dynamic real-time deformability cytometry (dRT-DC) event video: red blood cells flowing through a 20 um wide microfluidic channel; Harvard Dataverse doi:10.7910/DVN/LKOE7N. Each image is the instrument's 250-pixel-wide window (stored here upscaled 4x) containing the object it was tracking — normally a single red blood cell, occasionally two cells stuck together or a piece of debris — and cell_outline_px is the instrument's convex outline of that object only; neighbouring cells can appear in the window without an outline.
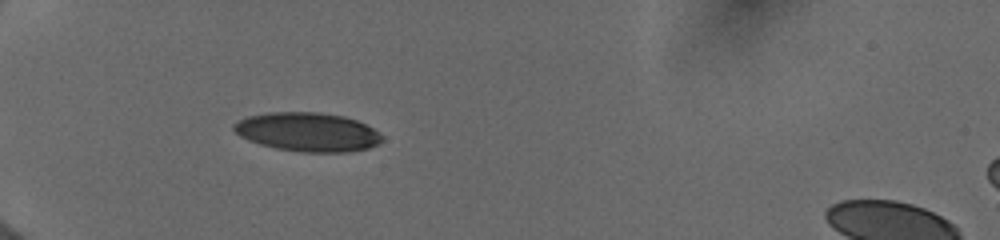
{"species": "human", "species_latin": "Homo sapiens", "temperature_condition": "cold", "stored_images_in_passage": 33, "camera_frame_rate_fps": 3000, "um_per_image_px": 0.085, "donor": {"sex": "female"}, "frame": {"image": 1, "passage_image": 1, "time_ms": 0.0, "image_size_px": [1000, 240], "cell_outline_px": [[384, 140], [380, 144], [368, 148], [348, 152], [300, 152], [276, 148], [260, 144], [248, 140], [240, 136], [232, 128], [232, 124], [248, 116], [268, 112], [320, 112], [344, 116], [356, 120], [372, 128], [384, 136]], "centroid_in_image_um": [26.17, 11.22], "position_along_channel_um": 58.8, "area_um2": 33.76}}
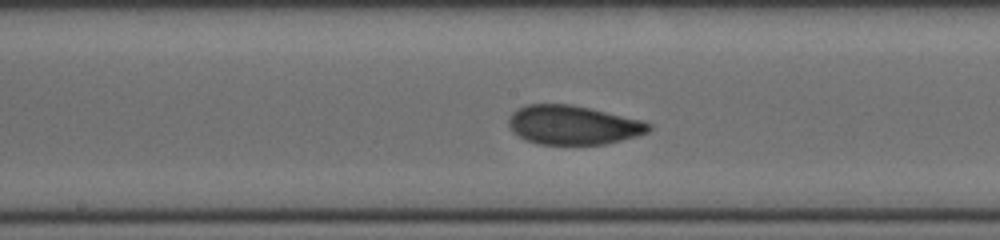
{"frame": {"image": 2, "passage_image": 10, "time_ms": 2.667, "image_size_px": [1000, 240], "cell_outline_px": [[652, 128], [648, 132], [640, 136], [608, 144], [536, 144], [524, 140], [512, 132], [508, 128], [508, 116], [512, 112], [528, 104], [572, 104], [640, 120], [652, 124]], "centroid_in_image_um": [48.69, 10.64], "position_along_channel_um": 199.5, "area_um2": 32.19}}
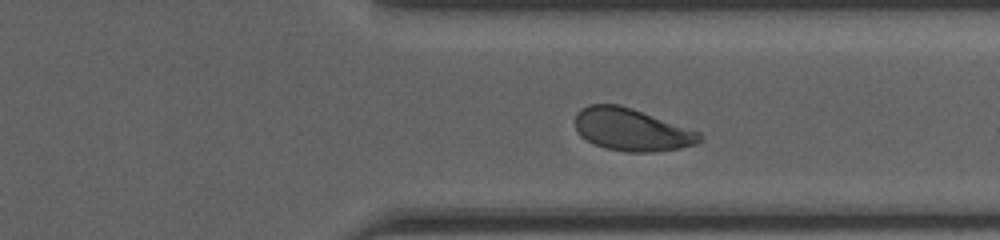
{"frame": {"image": 3, "passage_image": 22, "time_ms": 6.667, "image_size_px": [1000, 240], "cell_outline_px": [[704, 140], [696, 144], [680, 148], [652, 152], [628, 152], [604, 148], [580, 136], [576, 128], [576, 112], [580, 108], [588, 104], [620, 104], [632, 108], [700, 132], [704, 136]], "centroid_in_image_um": [53.7, 11.02], "position_along_channel_um": 357.7, "area_um2": 30.87}, "authors_computed_cell_mechanics": {"area_um2": 31.501, "velocity_mm_per_s": 3.9575, "shape_relaxation_time_tau1_ms": 1.0948, "shape_relaxation_time_tau2_ms": 0.4263, "deformation_change_tau1": 0.1084, "deformation_change_tau2": 0.0621}}